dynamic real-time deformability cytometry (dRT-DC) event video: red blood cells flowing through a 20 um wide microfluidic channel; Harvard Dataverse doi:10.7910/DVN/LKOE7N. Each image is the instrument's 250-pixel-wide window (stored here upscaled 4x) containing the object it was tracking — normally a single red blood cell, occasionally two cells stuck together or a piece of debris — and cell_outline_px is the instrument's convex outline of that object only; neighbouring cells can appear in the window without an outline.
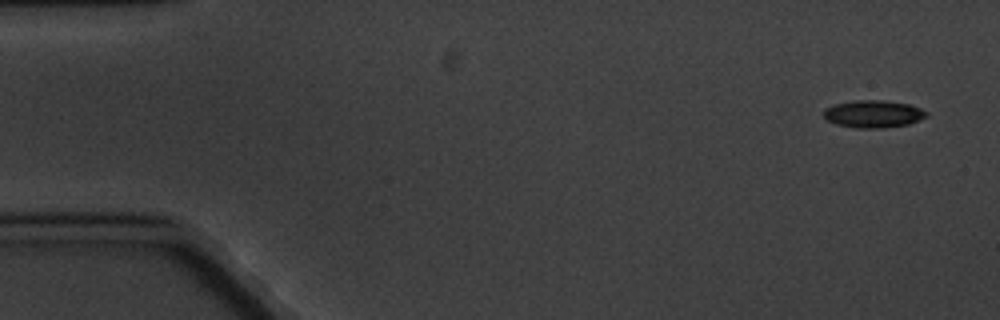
{"species": "common noctule bat (a hibernating species)", "species_latin": "Nyctalus noctula", "temperature_condition": "cold", "stored_images_in_passage": 6, "camera_frame_rate_fps": 3000, "um_per_image_px": 0.085, "animal": {"sex": "male", "body_mass_g": 20.1, "forearm_length_mm": 53.5}, "frame": {"image": 1, "passage_image": 1, "time_ms": 0.0, "image_size_px": [1000, 320], "cell_outline_px": [[928, 116], [908, 124], [880, 128], [856, 128], [836, 124], [828, 120], [824, 116], [824, 108], [832, 104], [856, 100], [880, 100], [908, 104], [920, 108], [928, 112]], "centroid_in_image_um": [74.21, 9.68], "position_along_channel_um": 10.8, "area_um2": 16.36}}
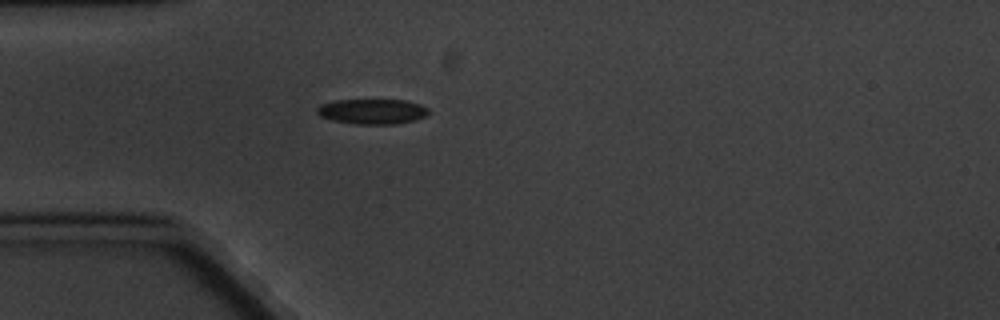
{"frame": {"image": 2, "passage_image": 5, "time_ms": 4.667, "image_size_px": [1000, 320], "cell_outline_px": [[428, 112], [424, 116], [416, 120], [396, 124], [356, 124], [332, 120], [320, 116], [316, 112], [316, 108], [320, 104], [336, 100], [404, 100], [420, 104], [428, 108]], "centroid_in_image_um": [31.62, 9.47], "position_along_channel_um": 53.4, "area_um2": 16.36}}